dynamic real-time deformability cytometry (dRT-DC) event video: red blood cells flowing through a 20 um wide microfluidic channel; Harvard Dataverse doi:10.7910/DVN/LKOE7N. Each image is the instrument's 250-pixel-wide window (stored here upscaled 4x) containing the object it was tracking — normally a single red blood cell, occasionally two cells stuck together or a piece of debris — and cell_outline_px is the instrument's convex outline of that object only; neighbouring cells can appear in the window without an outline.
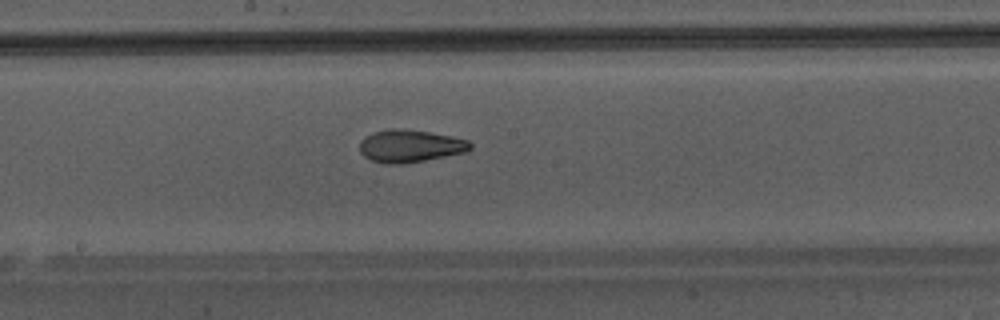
{"species": "Egyptian fruit bat (a non-hibernating species)", "species_latin": "Rousettus aegyptiacus", "temperature_condition": "warm", "stored_images_in_passage": 49, "camera_frame_rate_fps": 3000, "um_per_image_px": 0.085, "animal": {"sex": "male"}, "frame": {"image": 1, "passage_image": 28, "time_ms": 9.0, "image_size_px": [1000, 320], "cell_outline_px": [[472, 148], [464, 152], [424, 160], [400, 164], [384, 164], [372, 160], [364, 156], [360, 152], [360, 140], [364, 136], [372, 132], [388, 128], [400, 128], [432, 132], [452, 136], [468, 140], [472, 144]], "centroid_in_image_um": [34.82, 12.39], "position_along_channel_um": 213.4, "area_um2": 21.1}}
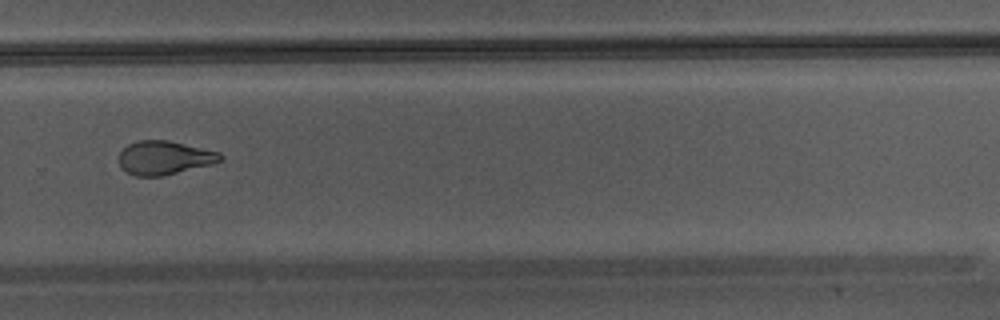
{"frame": {"image": 2, "passage_image": 35, "time_ms": 11.333, "image_size_px": [1000, 320], "cell_outline_px": [[224, 156], [220, 160], [212, 164], [164, 176], [136, 176], [120, 168], [120, 152], [128, 144], [136, 140], [168, 140], [220, 152]], "centroid_in_image_um": [13.97, 13.41], "position_along_channel_um": 315.8, "area_um2": 19.94}}